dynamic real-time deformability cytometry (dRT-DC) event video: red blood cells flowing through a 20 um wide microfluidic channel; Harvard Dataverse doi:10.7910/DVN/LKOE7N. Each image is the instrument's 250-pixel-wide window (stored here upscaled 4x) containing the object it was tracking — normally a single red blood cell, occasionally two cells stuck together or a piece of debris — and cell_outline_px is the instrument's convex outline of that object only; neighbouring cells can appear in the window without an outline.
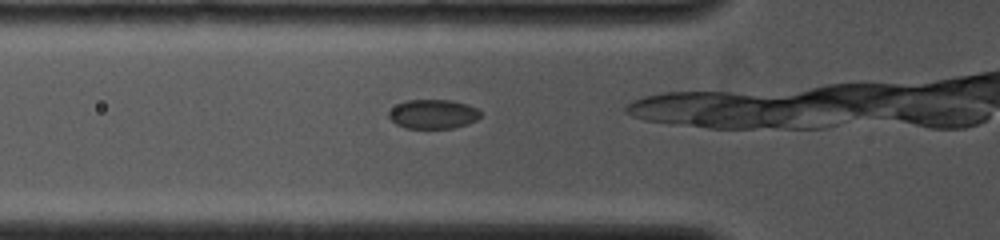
{"species": "common noctule bat (a hibernating species)", "species_latin": "Nyctalus noctula", "temperature_condition": "cold", "stored_images_in_passage": 2, "camera_frame_rate_fps": 4000, "um_per_image_px": 0.085, "animal": {"sex": "female", "body_mass_g": 19.0, "forearm_length_mm": 53.3}, "frame": {"image": 1, "passage_image": 2, "time_ms": 0.5, "image_size_px": [1000, 240], "cell_outline_px": [[480, 116], [476, 120], [468, 124], [452, 128], [404, 128], [396, 124], [388, 116], [388, 112], [396, 104], [408, 100], [452, 100], [468, 104], [476, 108], [480, 112]], "centroid_in_image_um": [36.8, 9.69], "position_along_channel_um": 89.0, "area_um2": 15.66}}